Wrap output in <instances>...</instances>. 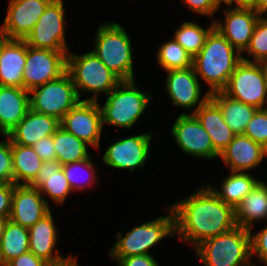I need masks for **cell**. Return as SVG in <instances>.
<instances>
[{"label": "cell", "instance_id": "1", "mask_svg": "<svg viewBox=\"0 0 267 266\" xmlns=\"http://www.w3.org/2000/svg\"><path fill=\"white\" fill-rule=\"evenodd\" d=\"M169 207L174 213L175 235L194 248L236 227L234 208L220 200L206 184Z\"/></svg>", "mask_w": 267, "mask_h": 266}, {"label": "cell", "instance_id": "2", "mask_svg": "<svg viewBox=\"0 0 267 266\" xmlns=\"http://www.w3.org/2000/svg\"><path fill=\"white\" fill-rule=\"evenodd\" d=\"M242 60L241 54L214 28L207 36L205 45L193 58L196 75L209 85L208 93L223 91Z\"/></svg>", "mask_w": 267, "mask_h": 266}, {"label": "cell", "instance_id": "3", "mask_svg": "<svg viewBox=\"0 0 267 266\" xmlns=\"http://www.w3.org/2000/svg\"><path fill=\"white\" fill-rule=\"evenodd\" d=\"M204 266H257L251 262V231L234 227L195 247Z\"/></svg>", "mask_w": 267, "mask_h": 266}, {"label": "cell", "instance_id": "4", "mask_svg": "<svg viewBox=\"0 0 267 266\" xmlns=\"http://www.w3.org/2000/svg\"><path fill=\"white\" fill-rule=\"evenodd\" d=\"M80 101L81 93L93 96L83 101H98L97 96L103 92L106 96L122 81L92 51L84 54L67 53V69Z\"/></svg>", "mask_w": 267, "mask_h": 266}, {"label": "cell", "instance_id": "5", "mask_svg": "<svg viewBox=\"0 0 267 266\" xmlns=\"http://www.w3.org/2000/svg\"><path fill=\"white\" fill-rule=\"evenodd\" d=\"M95 55L121 80H135L130 37L123 25L104 22L96 32Z\"/></svg>", "mask_w": 267, "mask_h": 266}, {"label": "cell", "instance_id": "6", "mask_svg": "<svg viewBox=\"0 0 267 266\" xmlns=\"http://www.w3.org/2000/svg\"><path fill=\"white\" fill-rule=\"evenodd\" d=\"M151 93L137 87L134 80H122L101 107L102 124L131 129L151 102Z\"/></svg>", "mask_w": 267, "mask_h": 266}, {"label": "cell", "instance_id": "7", "mask_svg": "<svg viewBox=\"0 0 267 266\" xmlns=\"http://www.w3.org/2000/svg\"><path fill=\"white\" fill-rule=\"evenodd\" d=\"M167 207L168 215H161L154 220L136 225L125 235L119 231L116 235L117 242L109 250L110 258L151 255L149 250L152 247L157 245L163 238L174 236V213L169 206Z\"/></svg>", "mask_w": 267, "mask_h": 266}, {"label": "cell", "instance_id": "8", "mask_svg": "<svg viewBox=\"0 0 267 266\" xmlns=\"http://www.w3.org/2000/svg\"><path fill=\"white\" fill-rule=\"evenodd\" d=\"M30 108L38 113L62 120L80 99L70 74L66 71L59 78L29 91Z\"/></svg>", "mask_w": 267, "mask_h": 266}, {"label": "cell", "instance_id": "9", "mask_svg": "<svg viewBox=\"0 0 267 266\" xmlns=\"http://www.w3.org/2000/svg\"><path fill=\"white\" fill-rule=\"evenodd\" d=\"M223 92L227 96L257 109L267 107V87L259 63L241 60Z\"/></svg>", "mask_w": 267, "mask_h": 266}, {"label": "cell", "instance_id": "10", "mask_svg": "<svg viewBox=\"0 0 267 266\" xmlns=\"http://www.w3.org/2000/svg\"><path fill=\"white\" fill-rule=\"evenodd\" d=\"M63 0H53L24 39L28 46L53 51H70L65 41Z\"/></svg>", "mask_w": 267, "mask_h": 266}, {"label": "cell", "instance_id": "11", "mask_svg": "<svg viewBox=\"0 0 267 266\" xmlns=\"http://www.w3.org/2000/svg\"><path fill=\"white\" fill-rule=\"evenodd\" d=\"M68 52L37 49L27 45L23 71L24 89L31 91L64 74L67 69Z\"/></svg>", "mask_w": 267, "mask_h": 266}, {"label": "cell", "instance_id": "12", "mask_svg": "<svg viewBox=\"0 0 267 266\" xmlns=\"http://www.w3.org/2000/svg\"><path fill=\"white\" fill-rule=\"evenodd\" d=\"M171 134L184 154L212 160L219 157L209 134L194 114H179L171 127Z\"/></svg>", "mask_w": 267, "mask_h": 266}, {"label": "cell", "instance_id": "13", "mask_svg": "<svg viewBox=\"0 0 267 266\" xmlns=\"http://www.w3.org/2000/svg\"><path fill=\"white\" fill-rule=\"evenodd\" d=\"M60 126L94 149H99L103 129L99 101H79L64 115Z\"/></svg>", "mask_w": 267, "mask_h": 266}, {"label": "cell", "instance_id": "14", "mask_svg": "<svg viewBox=\"0 0 267 266\" xmlns=\"http://www.w3.org/2000/svg\"><path fill=\"white\" fill-rule=\"evenodd\" d=\"M152 132L122 138L112 143L102 157L108 167L132 172L145 167L149 157Z\"/></svg>", "mask_w": 267, "mask_h": 266}, {"label": "cell", "instance_id": "15", "mask_svg": "<svg viewBox=\"0 0 267 266\" xmlns=\"http://www.w3.org/2000/svg\"><path fill=\"white\" fill-rule=\"evenodd\" d=\"M223 20H215V28L243 55L253 35L256 23L262 16L252 7L227 6ZM223 21V22H222Z\"/></svg>", "mask_w": 267, "mask_h": 266}, {"label": "cell", "instance_id": "16", "mask_svg": "<svg viewBox=\"0 0 267 266\" xmlns=\"http://www.w3.org/2000/svg\"><path fill=\"white\" fill-rule=\"evenodd\" d=\"M167 73L166 77V92L172 100L174 106L180 108L192 109L190 114H193L199 107H201L209 98L210 94L206 92L201 98V85L199 77L196 75L192 67L184 69H175L164 71Z\"/></svg>", "mask_w": 267, "mask_h": 266}, {"label": "cell", "instance_id": "17", "mask_svg": "<svg viewBox=\"0 0 267 266\" xmlns=\"http://www.w3.org/2000/svg\"><path fill=\"white\" fill-rule=\"evenodd\" d=\"M53 0H10L0 32L9 39H25Z\"/></svg>", "mask_w": 267, "mask_h": 266}, {"label": "cell", "instance_id": "18", "mask_svg": "<svg viewBox=\"0 0 267 266\" xmlns=\"http://www.w3.org/2000/svg\"><path fill=\"white\" fill-rule=\"evenodd\" d=\"M48 203L37 188L14 184L9 220L29 229L51 211Z\"/></svg>", "mask_w": 267, "mask_h": 266}, {"label": "cell", "instance_id": "19", "mask_svg": "<svg viewBox=\"0 0 267 266\" xmlns=\"http://www.w3.org/2000/svg\"><path fill=\"white\" fill-rule=\"evenodd\" d=\"M267 156V149L249 137L235 135L219 157L230 171L247 172L259 166Z\"/></svg>", "mask_w": 267, "mask_h": 266}, {"label": "cell", "instance_id": "20", "mask_svg": "<svg viewBox=\"0 0 267 266\" xmlns=\"http://www.w3.org/2000/svg\"><path fill=\"white\" fill-rule=\"evenodd\" d=\"M59 231L50 211L29 228V251L48 264H54L69 258L63 257L55 246L58 242ZM55 251V253H54Z\"/></svg>", "mask_w": 267, "mask_h": 266}, {"label": "cell", "instance_id": "21", "mask_svg": "<svg viewBox=\"0 0 267 266\" xmlns=\"http://www.w3.org/2000/svg\"><path fill=\"white\" fill-rule=\"evenodd\" d=\"M29 109L28 90L15 86H0V134L8 135Z\"/></svg>", "mask_w": 267, "mask_h": 266}, {"label": "cell", "instance_id": "22", "mask_svg": "<svg viewBox=\"0 0 267 266\" xmlns=\"http://www.w3.org/2000/svg\"><path fill=\"white\" fill-rule=\"evenodd\" d=\"M59 127L60 120L30 108L8 136L14 144L33 146L39 139L53 135Z\"/></svg>", "mask_w": 267, "mask_h": 266}, {"label": "cell", "instance_id": "23", "mask_svg": "<svg viewBox=\"0 0 267 266\" xmlns=\"http://www.w3.org/2000/svg\"><path fill=\"white\" fill-rule=\"evenodd\" d=\"M29 186L37 188L39 192L51 197L55 204L63 205L67 196L73 192L62 165L57 161H43L35 179Z\"/></svg>", "mask_w": 267, "mask_h": 266}, {"label": "cell", "instance_id": "24", "mask_svg": "<svg viewBox=\"0 0 267 266\" xmlns=\"http://www.w3.org/2000/svg\"><path fill=\"white\" fill-rule=\"evenodd\" d=\"M27 57L24 39H8L0 57V86L24 88L23 71Z\"/></svg>", "mask_w": 267, "mask_h": 266}, {"label": "cell", "instance_id": "25", "mask_svg": "<svg viewBox=\"0 0 267 266\" xmlns=\"http://www.w3.org/2000/svg\"><path fill=\"white\" fill-rule=\"evenodd\" d=\"M193 114L209 134L214 149L220 154L236 135L225 123L220 108L209 98Z\"/></svg>", "mask_w": 267, "mask_h": 266}, {"label": "cell", "instance_id": "26", "mask_svg": "<svg viewBox=\"0 0 267 266\" xmlns=\"http://www.w3.org/2000/svg\"><path fill=\"white\" fill-rule=\"evenodd\" d=\"M234 211L236 226L251 232L254 222L267 219V182L260 180Z\"/></svg>", "mask_w": 267, "mask_h": 266}, {"label": "cell", "instance_id": "27", "mask_svg": "<svg viewBox=\"0 0 267 266\" xmlns=\"http://www.w3.org/2000/svg\"><path fill=\"white\" fill-rule=\"evenodd\" d=\"M210 99L220 108L225 123L236 134H243L257 108L227 96L223 91L210 94Z\"/></svg>", "mask_w": 267, "mask_h": 266}, {"label": "cell", "instance_id": "28", "mask_svg": "<svg viewBox=\"0 0 267 266\" xmlns=\"http://www.w3.org/2000/svg\"><path fill=\"white\" fill-rule=\"evenodd\" d=\"M223 180L219 190L211 184L208 187L220 200L225 204L231 205L234 209L260 181L250 173L248 174V172L234 171H230L229 176Z\"/></svg>", "mask_w": 267, "mask_h": 266}, {"label": "cell", "instance_id": "29", "mask_svg": "<svg viewBox=\"0 0 267 266\" xmlns=\"http://www.w3.org/2000/svg\"><path fill=\"white\" fill-rule=\"evenodd\" d=\"M13 184L29 185L39 172L43 160L32 146L14 144L11 141Z\"/></svg>", "mask_w": 267, "mask_h": 266}, {"label": "cell", "instance_id": "30", "mask_svg": "<svg viewBox=\"0 0 267 266\" xmlns=\"http://www.w3.org/2000/svg\"><path fill=\"white\" fill-rule=\"evenodd\" d=\"M53 142L56 159L61 165L90 158L88 144L67 132L61 126L53 134Z\"/></svg>", "mask_w": 267, "mask_h": 266}, {"label": "cell", "instance_id": "31", "mask_svg": "<svg viewBox=\"0 0 267 266\" xmlns=\"http://www.w3.org/2000/svg\"><path fill=\"white\" fill-rule=\"evenodd\" d=\"M29 251V229L8 219L0 239V257L4 265Z\"/></svg>", "mask_w": 267, "mask_h": 266}, {"label": "cell", "instance_id": "32", "mask_svg": "<svg viewBox=\"0 0 267 266\" xmlns=\"http://www.w3.org/2000/svg\"><path fill=\"white\" fill-rule=\"evenodd\" d=\"M214 28V21L206 30L196 22H182L173 38L194 58L203 48L207 36Z\"/></svg>", "mask_w": 267, "mask_h": 266}, {"label": "cell", "instance_id": "33", "mask_svg": "<svg viewBox=\"0 0 267 266\" xmlns=\"http://www.w3.org/2000/svg\"><path fill=\"white\" fill-rule=\"evenodd\" d=\"M156 58L164 71L193 66V57L174 38L159 47Z\"/></svg>", "mask_w": 267, "mask_h": 266}, {"label": "cell", "instance_id": "34", "mask_svg": "<svg viewBox=\"0 0 267 266\" xmlns=\"http://www.w3.org/2000/svg\"><path fill=\"white\" fill-rule=\"evenodd\" d=\"M62 168L65 172L66 178L73 192L75 190L77 191L84 190V189L86 190L87 186H91L92 184H95L97 181V177L95 174L96 167L94 166V162L90 158L79 161V162L64 164L62 165ZM81 173L83 174L87 173V174H84V176H82ZM80 178L82 179L80 180Z\"/></svg>", "mask_w": 267, "mask_h": 266}, {"label": "cell", "instance_id": "35", "mask_svg": "<svg viewBox=\"0 0 267 266\" xmlns=\"http://www.w3.org/2000/svg\"><path fill=\"white\" fill-rule=\"evenodd\" d=\"M267 16L262 15L255 26L253 35L250 39L249 45L247 46L246 52L249 56L252 57L250 60L247 57H244V54L241 55L242 60L248 62L260 63L267 59Z\"/></svg>", "mask_w": 267, "mask_h": 266}, {"label": "cell", "instance_id": "36", "mask_svg": "<svg viewBox=\"0 0 267 266\" xmlns=\"http://www.w3.org/2000/svg\"><path fill=\"white\" fill-rule=\"evenodd\" d=\"M243 135L267 149V107L257 109Z\"/></svg>", "mask_w": 267, "mask_h": 266}, {"label": "cell", "instance_id": "37", "mask_svg": "<svg viewBox=\"0 0 267 266\" xmlns=\"http://www.w3.org/2000/svg\"><path fill=\"white\" fill-rule=\"evenodd\" d=\"M0 141V184L13 183L11 139L8 135Z\"/></svg>", "mask_w": 267, "mask_h": 266}, {"label": "cell", "instance_id": "38", "mask_svg": "<svg viewBox=\"0 0 267 266\" xmlns=\"http://www.w3.org/2000/svg\"><path fill=\"white\" fill-rule=\"evenodd\" d=\"M254 254L267 266V225L256 234L251 232V255Z\"/></svg>", "mask_w": 267, "mask_h": 266}, {"label": "cell", "instance_id": "39", "mask_svg": "<svg viewBox=\"0 0 267 266\" xmlns=\"http://www.w3.org/2000/svg\"><path fill=\"white\" fill-rule=\"evenodd\" d=\"M192 12L200 15L214 16L221 6L215 0H183Z\"/></svg>", "mask_w": 267, "mask_h": 266}, {"label": "cell", "instance_id": "40", "mask_svg": "<svg viewBox=\"0 0 267 266\" xmlns=\"http://www.w3.org/2000/svg\"><path fill=\"white\" fill-rule=\"evenodd\" d=\"M32 148L43 161H55L56 152L54 149L53 135L39 139Z\"/></svg>", "mask_w": 267, "mask_h": 266}, {"label": "cell", "instance_id": "41", "mask_svg": "<svg viewBox=\"0 0 267 266\" xmlns=\"http://www.w3.org/2000/svg\"><path fill=\"white\" fill-rule=\"evenodd\" d=\"M14 184H0V217H9L12 208Z\"/></svg>", "mask_w": 267, "mask_h": 266}, {"label": "cell", "instance_id": "42", "mask_svg": "<svg viewBox=\"0 0 267 266\" xmlns=\"http://www.w3.org/2000/svg\"><path fill=\"white\" fill-rule=\"evenodd\" d=\"M118 266H159L153 255H134L125 258H113Z\"/></svg>", "mask_w": 267, "mask_h": 266}, {"label": "cell", "instance_id": "43", "mask_svg": "<svg viewBox=\"0 0 267 266\" xmlns=\"http://www.w3.org/2000/svg\"><path fill=\"white\" fill-rule=\"evenodd\" d=\"M48 263L30 251L9 261L5 266H46Z\"/></svg>", "mask_w": 267, "mask_h": 266}, {"label": "cell", "instance_id": "44", "mask_svg": "<svg viewBox=\"0 0 267 266\" xmlns=\"http://www.w3.org/2000/svg\"><path fill=\"white\" fill-rule=\"evenodd\" d=\"M249 7H252L260 15H267V0H253Z\"/></svg>", "mask_w": 267, "mask_h": 266}, {"label": "cell", "instance_id": "45", "mask_svg": "<svg viewBox=\"0 0 267 266\" xmlns=\"http://www.w3.org/2000/svg\"><path fill=\"white\" fill-rule=\"evenodd\" d=\"M46 266H79L77 257L70 255L68 259L54 263V264H47Z\"/></svg>", "mask_w": 267, "mask_h": 266}, {"label": "cell", "instance_id": "46", "mask_svg": "<svg viewBox=\"0 0 267 266\" xmlns=\"http://www.w3.org/2000/svg\"><path fill=\"white\" fill-rule=\"evenodd\" d=\"M253 3V0H230V6H242V7H249Z\"/></svg>", "mask_w": 267, "mask_h": 266}, {"label": "cell", "instance_id": "47", "mask_svg": "<svg viewBox=\"0 0 267 266\" xmlns=\"http://www.w3.org/2000/svg\"><path fill=\"white\" fill-rule=\"evenodd\" d=\"M259 64H260L262 71L264 73L265 83H266V87H267V59L264 61H261Z\"/></svg>", "mask_w": 267, "mask_h": 266}, {"label": "cell", "instance_id": "48", "mask_svg": "<svg viewBox=\"0 0 267 266\" xmlns=\"http://www.w3.org/2000/svg\"><path fill=\"white\" fill-rule=\"evenodd\" d=\"M9 38L0 32V57L2 55V50H3V44L8 40Z\"/></svg>", "mask_w": 267, "mask_h": 266}, {"label": "cell", "instance_id": "49", "mask_svg": "<svg viewBox=\"0 0 267 266\" xmlns=\"http://www.w3.org/2000/svg\"><path fill=\"white\" fill-rule=\"evenodd\" d=\"M8 219L9 217H0V239H1V235L3 234V230Z\"/></svg>", "mask_w": 267, "mask_h": 266}, {"label": "cell", "instance_id": "50", "mask_svg": "<svg viewBox=\"0 0 267 266\" xmlns=\"http://www.w3.org/2000/svg\"><path fill=\"white\" fill-rule=\"evenodd\" d=\"M220 6L225 4L226 6H230V0H215Z\"/></svg>", "mask_w": 267, "mask_h": 266}, {"label": "cell", "instance_id": "51", "mask_svg": "<svg viewBox=\"0 0 267 266\" xmlns=\"http://www.w3.org/2000/svg\"><path fill=\"white\" fill-rule=\"evenodd\" d=\"M0 266H5L1 260V257H0Z\"/></svg>", "mask_w": 267, "mask_h": 266}]
</instances>
